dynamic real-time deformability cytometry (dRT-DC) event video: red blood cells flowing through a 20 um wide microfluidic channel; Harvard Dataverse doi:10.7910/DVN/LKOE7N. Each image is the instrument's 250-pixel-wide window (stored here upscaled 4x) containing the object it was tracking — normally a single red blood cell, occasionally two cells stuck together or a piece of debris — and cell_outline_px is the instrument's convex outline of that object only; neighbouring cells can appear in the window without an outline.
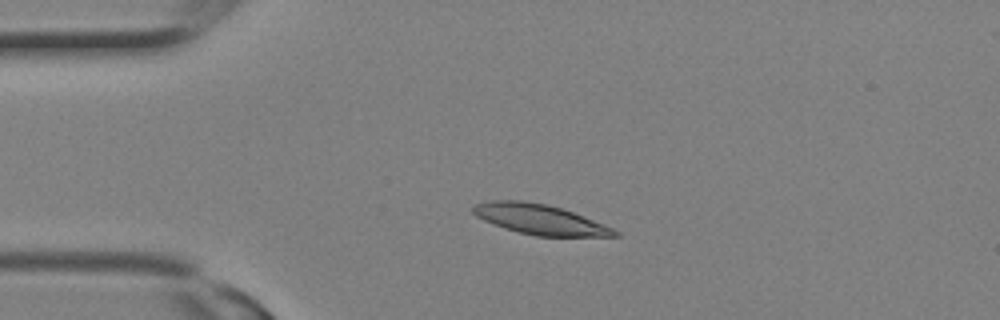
{"species": "Egyptian fruit bat (a non-hibernating species)", "species_latin": "Rousettus aegyptiacus", "temperature_condition": "room temperature", "stored_images_in_passage": 1, "camera_frame_rate_fps": 3000, "um_per_image_px": 0.085, "animal": {"sex": "female"}, "frame": {"image": 1, "passage_image": 1, "time_ms": 0.0, "image_size_px": [1000, 320], "cell_outline_px": [[620, 236], [536, 236], [504, 228], [484, 220], [476, 216], [472, 212], [472, 208], [476, 204], [492, 200], [520, 200], [544, 204], [560, 208], [572, 212], [612, 228], [620, 232]], "centroid_in_image_um": [45.86, 18.65], "position_along_channel_um": 39.1, "area_um2": 24.33}}